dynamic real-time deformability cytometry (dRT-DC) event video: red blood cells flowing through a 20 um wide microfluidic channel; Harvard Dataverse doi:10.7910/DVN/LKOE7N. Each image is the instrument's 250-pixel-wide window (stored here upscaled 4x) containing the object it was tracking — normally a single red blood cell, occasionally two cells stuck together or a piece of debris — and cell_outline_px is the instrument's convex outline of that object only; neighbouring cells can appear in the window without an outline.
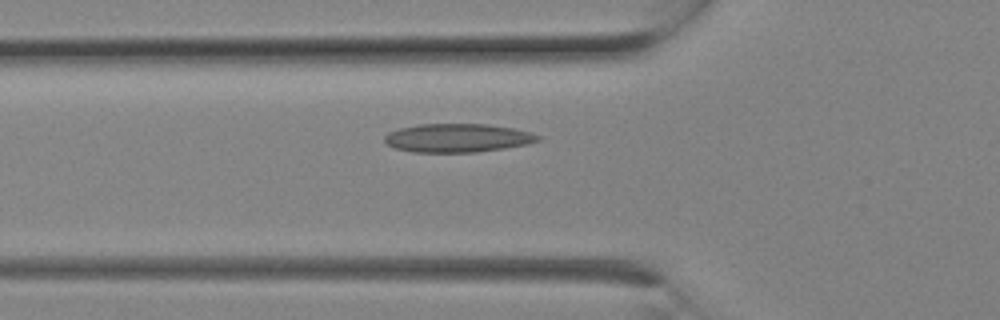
{"species": "Egyptian fruit bat (a non-hibernating species)", "species_latin": "Rousettus aegyptiacus", "temperature_condition": "room temperature", "stored_images_in_passage": 3, "camera_frame_rate_fps": 3000, "um_per_image_px": 0.085, "animal": {"sex": "female"}, "frame": {"image": 1, "passage_image": 3, "time_ms": 0.667, "image_size_px": [1000, 320], "cell_outline_px": [[540, 140], [524, 144], [504, 148], [476, 152], [412, 152], [396, 148], [388, 144], [384, 140], [384, 136], [388, 132], [400, 128], [420, 124], [488, 124], [512, 128], [528, 132], [540, 136]], "centroid_in_image_um": [38.85, 11.72], "position_along_channel_um": 87.0, "area_um2": 25.26}}